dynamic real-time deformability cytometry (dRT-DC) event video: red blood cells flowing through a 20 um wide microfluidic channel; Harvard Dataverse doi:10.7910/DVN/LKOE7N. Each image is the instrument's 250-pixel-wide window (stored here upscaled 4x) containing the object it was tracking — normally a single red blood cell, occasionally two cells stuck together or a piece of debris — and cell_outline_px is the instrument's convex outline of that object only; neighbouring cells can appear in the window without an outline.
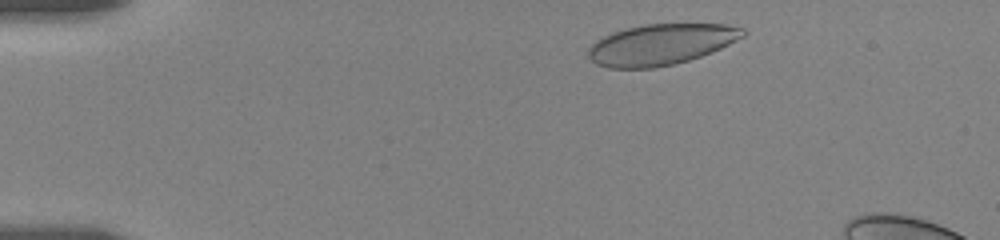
{"species": "human", "species_latin": "Homo sapiens", "temperature_condition": "room temperature", "stored_images_in_passage": 36, "camera_frame_rate_fps": 3000, "um_per_image_px": 0.085, "donor": {"sex": "female"}, "frame": {"image": 1, "passage_image": 2, "time_ms": 0.667, "image_size_px": [1000, 240], "cell_outline_px": [[748, 32], [744, 36], [712, 52], [688, 60], [672, 64], [652, 68], [608, 68], [596, 64], [588, 56], [588, 48], [596, 40], [612, 32], [624, 28], [644, 24], [724, 24], [744, 28]], "centroid_in_image_um": [56.16, 3.77], "position_along_channel_um": 28.8, "area_um2": 36.82}}
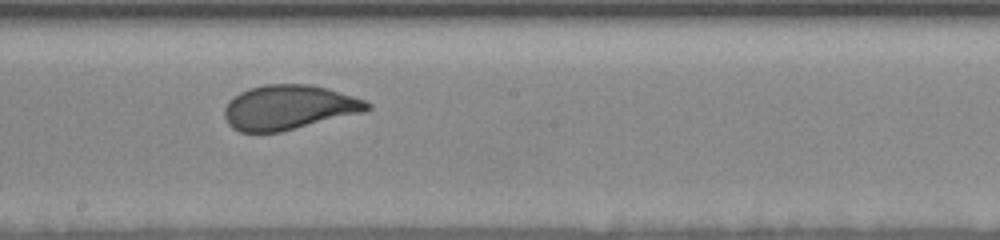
{"frame": {"image": 2, "passage_image": 21, "time_ms": 8.333, "image_size_px": [1000, 240], "cell_outline_px": [[372, 108], [364, 112], [280, 132], [240, 132], [232, 128], [228, 124], [224, 116], [224, 108], [228, 100], [240, 92], [248, 88], [264, 84], [312, 84], [328, 88], [364, 100], [372, 104]], "centroid_in_image_um": [24.53, 9.12], "position_along_channel_um": 223.7, "area_um2": 37.28}}
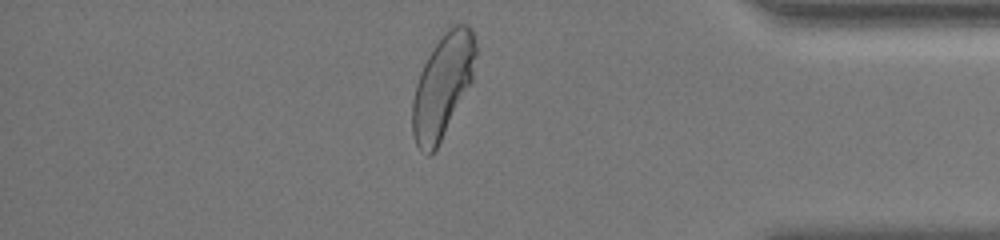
{"frame": {"image": 3, "passage_image": 33, "time_ms": 14.0, "image_size_px": [1000, 240], "cell_outline_px": [[476, 52], [472, 80], [436, 148], [428, 156], [416, 144], [412, 132], [412, 104], [416, 84], [420, 72], [428, 56], [448, 24], [468, 24], [472, 28], [476, 44]], "centroid_in_image_um": [37.62, 7.22], "position_along_channel_um": 397.6, "area_um2": 37.63}}